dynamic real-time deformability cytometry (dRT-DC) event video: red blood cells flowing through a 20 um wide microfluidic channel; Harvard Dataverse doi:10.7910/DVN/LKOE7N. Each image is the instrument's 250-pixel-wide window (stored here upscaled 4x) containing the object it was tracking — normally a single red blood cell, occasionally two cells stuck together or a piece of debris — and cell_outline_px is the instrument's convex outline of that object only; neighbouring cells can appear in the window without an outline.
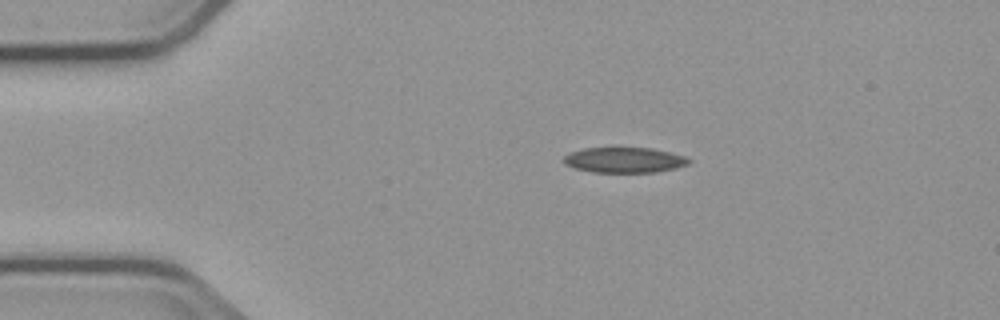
{"species": "common noctule bat (a hibernating species)", "species_latin": "Nyctalus noctula", "temperature_condition": "cold", "stored_images_in_passage": 2, "camera_frame_rate_fps": 3000, "um_per_image_px": 0.085, "animal": {"sex": "male", "body_mass_g": 23.1, "forearm_length_mm": 52.7}, "frame": {"image": 1, "passage_image": 1, "time_ms": 0.0, "image_size_px": [1000, 320], "cell_outline_px": [[692, 160], [688, 164], [676, 168], [656, 172], [592, 172], [576, 168], [564, 164], [564, 156], [572, 152], [584, 148], [652, 148], [684, 156]], "centroid_in_image_um": [53.08, 13.6], "position_along_channel_um": 31.9, "area_um2": 18.32}}